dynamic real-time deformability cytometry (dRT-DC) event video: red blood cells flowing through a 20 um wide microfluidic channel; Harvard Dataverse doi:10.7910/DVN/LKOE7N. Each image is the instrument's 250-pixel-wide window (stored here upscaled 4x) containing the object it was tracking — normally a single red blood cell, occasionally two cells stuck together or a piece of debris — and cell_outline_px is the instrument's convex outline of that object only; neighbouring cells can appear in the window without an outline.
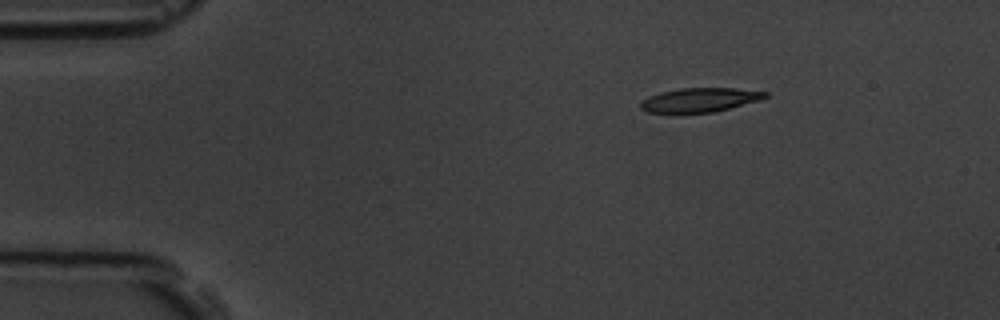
{"species": "common noctule bat (a hibernating species)", "species_latin": "Nyctalus noctula", "temperature_condition": "room temperature", "stored_images_in_passage": 4, "camera_frame_rate_fps": 3000, "um_per_image_px": 0.085, "animal": {"sex": "male", "body_mass_g": 19.5, "forearm_length_mm": 54.6}, "frame": {"image": 1, "passage_image": 2, "time_ms": 2.0, "image_size_px": [1000, 320], "cell_outline_px": [[768, 96], [760, 100], [712, 112], [672, 116], [648, 112], [640, 108], [640, 104], [648, 96], [660, 92], [680, 88], [732, 88], [768, 92]], "centroid_in_image_um": [59.38, 8.54], "position_along_channel_um": 25.6, "area_um2": 18.09}}